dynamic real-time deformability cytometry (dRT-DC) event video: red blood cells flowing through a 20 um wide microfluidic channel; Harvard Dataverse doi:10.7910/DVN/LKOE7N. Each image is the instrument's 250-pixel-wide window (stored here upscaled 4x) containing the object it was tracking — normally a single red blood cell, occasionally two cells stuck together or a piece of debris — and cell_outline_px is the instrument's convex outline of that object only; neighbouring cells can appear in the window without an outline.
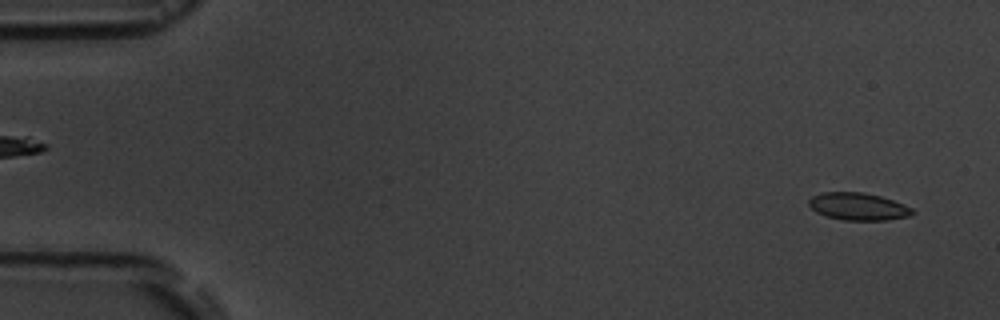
{"species": "common noctule bat (a hibernating species)", "species_latin": "Nyctalus noctula", "temperature_condition": "room temperature", "stored_images_in_passage": 7, "camera_frame_rate_fps": 3000, "um_per_image_px": 0.085, "animal": {"sex": "male", "body_mass_g": 19.5, "forearm_length_mm": 54.6}, "frame": {"image": 1, "passage_image": 1, "time_ms": 0.0, "image_size_px": [1000, 320], "cell_outline_px": [[916, 212], [912, 216], [888, 220], [844, 220], [828, 216], [816, 212], [808, 204], [808, 200], [812, 196], [820, 192], [864, 192], [880, 196], [904, 204], [912, 208]], "centroid_in_image_um": [72.97, 17.55], "position_along_channel_um": 12.0, "area_um2": 16.65}}
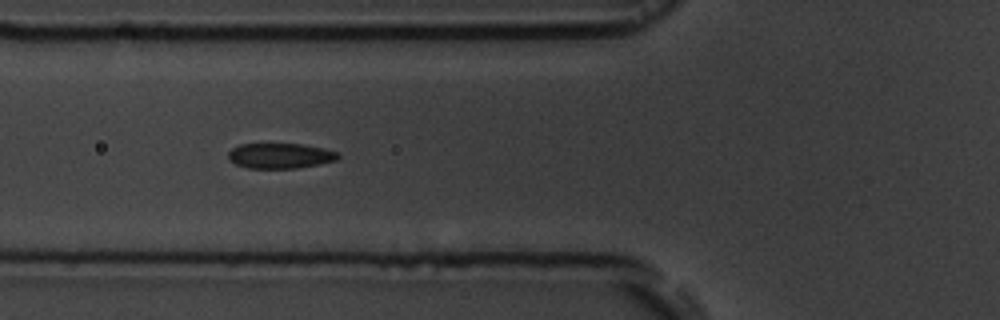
{"frame": {"image": 2, "passage_image": 6, "time_ms": 6.0, "image_size_px": [1000, 320], "cell_outline_px": [[340, 156], [336, 160], [320, 164], [296, 168], [248, 168], [236, 164], [228, 160], [228, 152], [232, 148], [240, 144], [300, 144], [324, 148], [336, 152]], "centroid_in_image_um": [23.79, 13.24], "position_along_channel_um": 102.0, "area_um2": 16.13}}
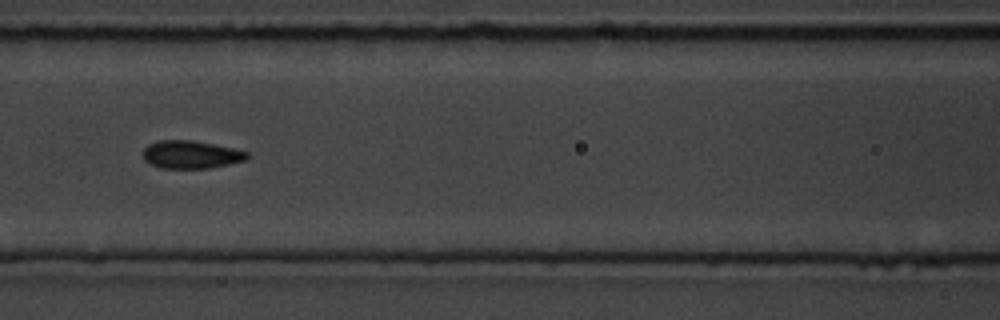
{"frame": {"image": 3, "passage_image": 7, "time_ms": 7.333, "image_size_px": [1000, 320], "cell_outline_px": [[248, 156], [244, 160], [212, 168], [160, 168], [144, 160], [144, 148], [148, 144], [160, 140], [192, 140], [236, 148], [248, 152]], "centroid_in_image_um": [16.24, 13.13], "position_along_channel_um": 150.4, "area_um2": 16.88}}